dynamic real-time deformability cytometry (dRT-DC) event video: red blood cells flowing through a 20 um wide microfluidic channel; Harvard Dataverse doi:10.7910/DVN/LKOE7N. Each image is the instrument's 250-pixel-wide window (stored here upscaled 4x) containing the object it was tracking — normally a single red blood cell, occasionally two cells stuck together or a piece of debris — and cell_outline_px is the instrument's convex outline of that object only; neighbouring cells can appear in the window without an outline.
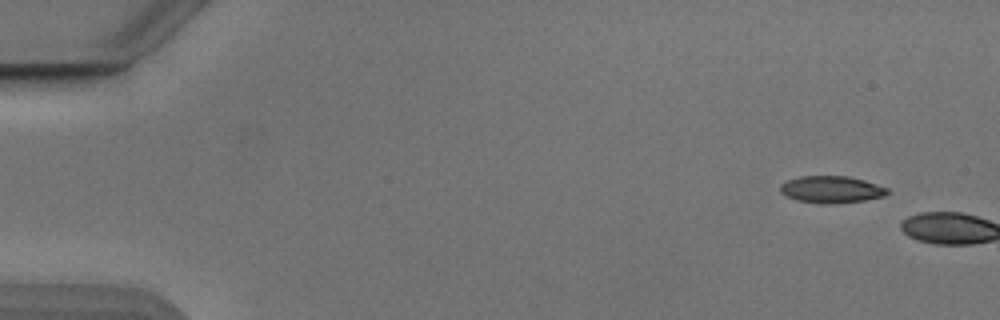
{"species": "Egyptian fruit bat (a non-hibernating species)", "species_latin": "Rousettus aegyptiacus", "temperature_condition": "cold", "stored_images_in_passage": 3, "camera_frame_rate_fps": 3000, "um_per_image_px": 0.085, "animal": {"sex": "male"}, "frame": {"image": 1, "passage_image": 1, "time_ms": 0.0, "image_size_px": [1000, 320], "cell_outline_px": [[892, 192], [884, 196], [864, 200], [832, 204], [820, 204], [796, 200], [780, 192], [780, 184], [788, 180], [800, 176], [848, 176], [864, 180], [888, 188]], "centroid_in_image_um": [70.68, 16.11], "position_along_channel_um": 14.3, "area_um2": 16.94}}